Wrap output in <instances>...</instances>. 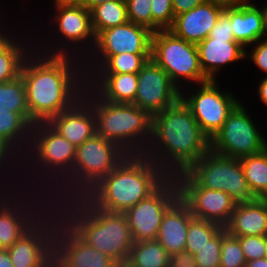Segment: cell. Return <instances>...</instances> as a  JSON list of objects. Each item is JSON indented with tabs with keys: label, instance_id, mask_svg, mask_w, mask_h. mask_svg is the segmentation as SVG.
<instances>
[{
	"label": "cell",
	"instance_id": "1",
	"mask_svg": "<svg viewBox=\"0 0 267 267\" xmlns=\"http://www.w3.org/2000/svg\"><path fill=\"white\" fill-rule=\"evenodd\" d=\"M59 49L56 52L53 50L50 54L44 51L45 54L43 53L42 57L39 54L36 56L38 59L34 58L35 55H29L23 63L20 76L25 84L26 102L32 126L36 123L48 122L70 108L82 97L84 91L82 86L87 87V81L93 79L87 73L90 70L83 69L85 66L76 68L77 64H74L77 61L76 57H73V52L70 56L65 48ZM81 70H84L83 73ZM78 71H81L82 75ZM88 77L91 79H87Z\"/></svg>",
	"mask_w": 267,
	"mask_h": 267
},
{
	"label": "cell",
	"instance_id": "2",
	"mask_svg": "<svg viewBox=\"0 0 267 267\" xmlns=\"http://www.w3.org/2000/svg\"><path fill=\"white\" fill-rule=\"evenodd\" d=\"M150 142L143 155L169 177L186 172L210 150V139L181 98L152 116Z\"/></svg>",
	"mask_w": 267,
	"mask_h": 267
},
{
	"label": "cell",
	"instance_id": "3",
	"mask_svg": "<svg viewBox=\"0 0 267 267\" xmlns=\"http://www.w3.org/2000/svg\"><path fill=\"white\" fill-rule=\"evenodd\" d=\"M169 176L143 154H128L84 197L96 208L125 213L152 194Z\"/></svg>",
	"mask_w": 267,
	"mask_h": 267
},
{
	"label": "cell",
	"instance_id": "4",
	"mask_svg": "<svg viewBox=\"0 0 267 267\" xmlns=\"http://www.w3.org/2000/svg\"><path fill=\"white\" fill-rule=\"evenodd\" d=\"M58 204L59 208H55L61 213V219L82 240L121 267L126 264L134 241L124 213L98 209L84 196L69 201L59 199Z\"/></svg>",
	"mask_w": 267,
	"mask_h": 267
},
{
	"label": "cell",
	"instance_id": "5",
	"mask_svg": "<svg viewBox=\"0 0 267 267\" xmlns=\"http://www.w3.org/2000/svg\"><path fill=\"white\" fill-rule=\"evenodd\" d=\"M87 85L90 89L84 87L82 96L89 99L94 110L96 134L118 144L128 154H143L151 139L152 116L132 103L103 100Z\"/></svg>",
	"mask_w": 267,
	"mask_h": 267
},
{
	"label": "cell",
	"instance_id": "6",
	"mask_svg": "<svg viewBox=\"0 0 267 267\" xmlns=\"http://www.w3.org/2000/svg\"><path fill=\"white\" fill-rule=\"evenodd\" d=\"M128 155L118 144L94 134L76 148L71 199L84 196Z\"/></svg>",
	"mask_w": 267,
	"mask_h": 267
},
{
	"label": "cell",
	"instance_id": "7",
	"mask_svg": "<svg viewBox=\"0 0 267 267\" xmlns=\"http://www.w3.org/2000/svg\"><path fill=\"white\" fill-rule=\"evenodd\" d=\"M31 138V141L33 142L29 144V147H33L32 150L33 152L35 150V153L32 154H34V156L36 155L35 157L33 156V158H37L34 159L33 162H35V160L38 161L37 165L35 166L39 165V170L42 166L43 169L45 168V172H42L41 170H38V172L46 174L50 173L49 171H52L56 175V183H61L59 184L60 191H58L59 188H57V191H54L55 193L58 192L57 194H59L54 195V199L56 198L57 201H59L57 196H59L60 198V192H63V194L67 192L65 195H62L61 193L62 200L71 199L70 193L72 185V167L76 157V147L69 140L57 133L47 122L34 124L32 127ZM58 169L60 170V172ZM57 176H60L58 177V179L61 178V182L57 180ZM62 178L64 180H62ZM62 181H65L66 183H63Z\"/></svg>",
	"mask_w": 267,
	"mask_h": 267
},
{
	"label": "cell",
	"instance_id": "8",
	"mask_svg": "<svg viewBox=\"0 0 267 267\" xmlns=\"http://www.w3.org/2000/svg\"><path fill=\"white\" fill-rule=\"evenodd\" d=\"M186 173L200 187L224 191L236 203L256 199L249 189L240 159L209 150Z\"/></svg>",
	"mask_w": 267,
	"mask_h": 267
},
{
	"label": "cell",
	"instance_id": "9",
	"mask_svg": "<svg viewBox=\"0 0 267 267\" xmlns=\"http://www.w3.org/2000/svg\"><path fill=\"white\" fill-rule=\"evenodd\" d=\"M151 59L167 72L177 87L181 78L198 84L209 81L200 67L197 45L176 36L169 29L152 33Z\"/></svg>",
	"mask_w": 267,
	"mask_h": 267
},
{
	"label": "cell",
	"instance_id": "10",
	"mask_svg": "<svg viewBox=\"0 0 267 267\" xmlns=\"http://www.w3.org/2000/svg\"><path fill=\"white\" fill-rule=\"evenodd\" d=\"M48 202L52 203L49 204ZM45 203H48V206H44L45 210L50 206L52 210L51 208L48 209L50 211L46 210L45 212L47 215L44 213V215H42V217L27 232H25L11 247L7 248L11 263L14 267H53L54 233L57 227V222L61 219V215L59 211L55 209L57 201L47 200ZM53 203L54 210L56 211H53Z\"/></svg>",
	"mask_w": 267,
	"mask_h": 267
},
{
	"label": "cell",
	"instance_id": "11",
	"mask_svg": "<svg viewBox=\"0 0 267 267\" xmlns=\"http://www.w3.org/2000/svg\"><path fill=\"white\" fill-rule=\"evenodd\" d=\"M253 122L250 114L248 115L243 104L239 102L210 140V150L236 159L262 152L267 148V141Z\"/></svg>",
	"mask_w": 267,
	"mask_h": 267
},
{
	"label": "cell",
	"instance_id": "12",
	"mask_svg": "<svg viewBox=\"0 0 267 267\" xmlns=\"http://www.w3.org/2000/svg\"><path fill=\"white\" fill-rule=\"evenodd\" d=\"M179 198L175 177H168L147 198L129 208L124 215L133 241L156 240L164 214Z\"/></svg>",
	"mask_w": 267,
	"mask_h": 267
},
{
	"label": "cell",
	"instance_id": "13",
	"mask_svg": "<svg viewBox=\"0 0 267 267\" xmlns=\"http://www.w3.org/2000/svg\"><path fill=\"white\" fill-rule=\"evenodd\" d=\"M217 84L216 80L201 83L200 90L198 88L195 95L189 96L188 94L187 98L181 91V99L190 108L202 132L210 140L221 129L228 114L239 103L229 92H221Z\"/></svg>",
	"mask_w": 267,
	"mask_h": 267
},
{
	"label": "cell",
	"instance_id": "14",
	"mask_svg": "<svg viewBox=\"0 0 267 267\" xmlns=\"http://www.w3.org/2000/svg\"><path fill=\"white\" fill-rule=\"evenodd\" d=\"M180 199L198 219L225 227L235 209L236 202L224 191L200 187L186 172L175 176Z\"/></svg>",
	"mask_w": 267,
	"mask_h": 267
},
{
	"label": "cell",
	"instance_id": "15",
	"mask_svg": "<svg viewBox=\"0 0 267 267\" xmlns=\"http://www.w3.org/2000/svg\"><path fill=\"white\" fill-rule=\"evenodd\" d=\"M137 76V93L132 104L151 116L162 112L181 98L180 88L152 59L146 62Z\"/></svg>",
	"mask_w": 267,
	"mask_h": 267
},
{
	"label": "cell",
	"instance_id": "16",
	"mask_svg": "<svg viewBox=\"0 0 267 267\" xmlns=\"http://www.w3.org/2000/svg\"><path fill=\"white\" fill-rule=\"evenodd\" d=\"M53 267H121L82 240L60 219L54 233Z\"/></svg>",
	"mask_w": 267,
	"mask_h": 267
},
{
	"label": "cell",
	"instance_id": "17",
	"mask_svg": "<svg viewBox=\"0 0 267 267\" xmlns=\"http://www.w3.org/2000/svg\"><path fill=\"white\" fill-rule=\"evenodd\" d=\"M152 33L147 27L130 21L101 31L96 36L94 45L95 51H99L95 55L98 53L100 55L93 57H97V59L100 57L101 59L96 61L97 64H93L92 69L98 70V65L102 66L112 55L122 53L151 54ZM98 61L101 62L98 63ZM95 65H97L96 68Z\"/></svg>",
	"mask_w": 267,
	"mask_h": 267
},
{
	"label": "cell",
	"instance_id": "18",
	"mask_svg": "<svg viewBox=\"0 0 267 267\" xmlns=\"http://www.w3.org/2000/svg\"><path fill=\"white\" fill-rule=\"evenodd\" d=\"M4 196L5 195L2 196V202L0 200V249H7L11 247L25 232H27L40 219V217H42V213H45L44 208L43 210L40 208L38 210V208H36L37 205L34 209V206H31L33 204L28 202L29 198L24 200L25 203L27 202L26 205L22 198H18V206L16 197L15 199L13 197L11 202V199L9 198V191L7 196L8 198L5 199ZM28 207L30 211L28 210Z\"/></svg>",
	"mask_w": 267,
	"mask_h": 267
},
{
	"label": "cell",
	"instance_id": "19",
	"mask_svg": "<svg viewBox=\"0 0 267 267\" xmlns=\"http://www.w3.org/2000/svg\"><path fill=\"white\" fill-rule=\"evenodd\" d=\"M47 123L76 148L96 134L94 110L84 96Z\"/></svg>",
	"mask_w": 267,
	"mask_h": 267
},
{
	"label": "cell",
	"instance_id": "20",
	"mask_svg": "<svg viewBox=\"0 0 267 267\" xmlns=\"http://www.w3.org/2000/svg\"><path fill=\"white\" fill-rule=\"evenodd\" d=\"M223 11V8L206 0L190 11L175 16L169 30L187 42L197 45L209 36Z\"/></svg>",
	"mask_w": 267,
	"mask_h": 267
},
{
	"label": "cell",
	"instance_id": "21",
	"mask_svg": "<svg viewBox=\"0 0 267 267\" xmlns=\"http://www.w3.org/2000/svg\"><path fill=\"white\" fill-rule=\"evenodd\" d=\"M56 7L55 22L61 33V36L68 39L69 43L86 42L90 37L93 45L96 42V36L92 28L91 11L81 3H68L59 0L54 1Z\"/></svg>",
	"mask_w": 267,
	"mask_h": 267
},
{
	"label": "cell",
	"instance_id": "22",
	"mask_svg": "<svg viewBox=\"0 0 267 267\" xmlns=\"http://www.w3.org/2000/svg\"><path fill=\"white\" fill-rule=\"evenodd\" d=\"M200 67L209 80H216V72L223 64L241 60L247 51L235 39H213L209 36L197 44Z\"/></svg>",
	"mask_w": 267,
	"mask_h": 267
},
{
	"label": "cell",
	"instance_id": "23",
	"mask_svg": "<svg viewBox=\"0 0 267 267\" xmlns=\"http://www.w3.org/2000/svg\"><path fill=\"white\" fill-rule=\"evenodd\" d=\"M193 217L180 198L164 214L156 240L169 256L185 251L188 226Z\"/></svg>",
	"mask_w": 267,
	"mask_h": 267
},
{
	"label": "cell",
	"instance_id": "24",
	"mask_svg": "<svg viewBox=\"0 0 267 267\" xmlns=\"http://www.w3.org/2000/svg\"><path fill=\"white\" fill-rule=\"evenodd\" d=\"M32 127L19 113L0 109V168H3L4 165L9 166L11 159L20 157L16 154L20 155L21 149H23L20 143L24 145L26 142L27 145L24 147H28V143L31 141ZM12 154L14 158H12ZM3 163L5 164L2 165Z\"/></svg>",
	"mask_w": 267,
	"mask_h": 267
},
{
	"label": "cell",
	"instance_id": "25",
	"mask_svg": "<svg viewBox=\"0 0 267 267\" xmlns=\"http://www.w3.org/2000/svg\"><path fill=\"white\" fill-rule=\"evenodd\" d=\"M225 229L235 237L267 235V199L237 203Z\"/></svg>",
	"mask_w": 267,
	"mask_h": 267
},
{
	"label": "cell",
	"instance_id": "26",
	"mask_svg": "<svg viewBox=\"0 0 267 267\" xmlns=\"http://www.w3.org/2000/svg\"><path fill=\"white\" fill-rule=\"evenodd\" d=\"M224 12L229 16L235 41L243 47L255 44L266 36L262 8L250 2L238 8H227Z\"/></svg>",
	"mask_w": 267,
	"mask_h": 267
},
{
	"label": "cell",
	"instance_id": "27",
	"mask_svg": "<svg viewBox=\"0 0 267 267\" xmlns=\"http://www.w3.org/2000/svg\"><path fill=\"white\" fill-rule=\"evenodd\" d=\"M92 77L96 78L88 82L91 85L93 83L91 88L97 90L96 94L103 100L113 103H133L135 101L138 85L137 74H95Z\"/></svg>",
	"mask_w": 267,
	"mask_h": 267
},
{
	"label": "cell",
	"instance_id": "28",
	"mask_svg": "<svg viewBox=\"0 0 267 267\" xmlns=\"http://www.w3.org/2000/svg\"><path fill=\"white\" fill-rule=\"evenodd\" d=\"M169 255L157 240L134 242L123 267H168Z\"/></svg>",
	"mask_w": 267,
	"mask_h": 267
},
{
	"label": "cell",
	"instance_id": "29",
	"mask_svg": "<svg viewBox=\"0 0 267 267\" xmlns=\"http://www.w3.org/2000/svg\"><path fill=\"white\" fill-rule=\"evenodd\" d=\"M250 191L255 198L267 199V148L240 159Z\"/></svg>",
	"mask_w": 267,
	"mask_h": 267
},
{
	"label": "cell",
	"instance_id": "30",
	"mask_svg": "<svg viewBox=\"0 0 267 267\" xmlns=\"http://www.w3.org/2000/svg\"><path fill=\"white\" fill-rule=\"evenodd\" d=\"M92 28L95 36L101 31L129 21L126 0H111L96 5L91 10Z\"/></svg>",
	"mask_w": 267,
	"mask_h": 267
},
{
	"label": "cell",
	"instance_id": "31",
	"mask_svg": "<svg viewBox=\"0 0 267 267\" xmlns=\"http://www.w3.org/2000/svg\"><path fill=\"white\" fill-rule=\"evenodd\" d=\"M14 41L8 38L0 46V83L18 78L27 55H32V52L29 54L19 42Z\"/></svg>",
	"mask_w": 267,
	"mask_h": 267
},
{
	"label": "cell",
	"instance_id": "32",
	"mask_svg": "<svg viewBox=\"0 0 267 267\" xmlns=\"http://www.w3.org/2000/svg\"><path fill=\"white\" fill-rule=\"evenodd\" d=\"M0 109L17 112L31 124L26 102L25 84L21 76L8 82L0 83Z\"/></svg>",
	"mask_w": 267,
	"mask_h": 267
},
{
	"label": "cell",
	"instance_id": "33",
	"mask_svg": "<svg viewBox=\"0 0 267 267\" xmlns=\"http://www.w3.org/2000/svg\"><path fill=\"white\" fill-rule=\"evenodd\" d=\"M150 59H151V54L122 53V54L112 55L102 66H99L98 70H96L95 73L93 70H91V72L89 73L92 76L93 74H98V73L99 74H124V73L138 74V72Z\"/></svg>",
	"mask_w": 267,
	"mask_h": 267
},
{
	"label": "cell",
	"instance_id": "34",
	"mask_svg": "<svg viewBox=\"0 0 267 267\" xmlns=\"http://www.w3.org/2000/svg\"><path fill=\"white\" fill-rule=\"evenodd\" d=\"M222 228L217 223L193 217L188 226L185 251L195 255Z\"/></svg>",
	"mask_w": 267,
	"mask_h": 267
},
{
	"label": "cell",
	"instance_id": "35",
	"mask_svg": "<svg viewBox=\"0 0 267 267\" xmlns=\"http://www.w3.org/2000/svg\"><path fill=\"white\" fill-rule=\"evenodd\" d=\"M246 260L237 237L222 228V246L219 267H245Z\"/></svg>",
	"mask_w": 267,
	"mask_h": 267
},
{
	"label": "cell",
	"instance_id": "36",
	"mask_svg": "<svg viewBox=\"0 0 267 267\" xmlns=\"http://www.w3.org/2000/svg\"><path fill=\"white\" fill-rule=\"evenodd\" d=\"M151 16L152 32L170 29L175 19L172 0H152Z\"/></svg>",
	"mask_w": 267,
	"mask_h": 267
},
{
	"label": "cell",
	"instance_id": "37",
	"mask_svg": "<svg viewBox=\"0 0 267 267\" xmlns=\"http://www.w3.org/2000/svg\"><path fill=\"white\" fill-rule=\"evenodd\" d=\"M221 246L222 229L194 255L196 267H219Z\"/></svg>",
	"mask_w": 267,
	"mask_h": 267
},
{
	"label": "cell",
	"instance_id": "38",
	"mask_svg": "<svg viewBox=\"0 0 267 267\" xmlns=\"http://www.w3.org/2000/svg\"><path fill=\"white\" fill-rule=\"evenodd\" d=\"M151 2L152 0H126L129 21L152 31Z\"/></svg>",
	"mask_w": 267,
	"mask_h": 267
},
{
	"label": "cell",
	"instance_id": "39",
	"mask_svg": "<svg viewBox=\"0 0 267 267\" xmlns=\"http://www.w3.org/2000/svg\"><path fill=\"white\" fill-rule=\"evenodd\" d=\"M237 238L241 244L246 262L265 257L266 235H251Z\"/></svg>",
	"mask_w": 267,
	"mask_h": 267
},
{
	"label": "cell",
	"instance_id": "40",
	"mask_svg": "<svg viewBox=\"0 0 267 267\" xmlns=\"http://www.w3.org/2000/svg\"><path fill=\"white\" fill-rule=\"evenodd\" d=\"M209 37L213 39H234L230 18L224 11L218 17Z\"/></svg>",
	"mask_w": 267,
	"mask_h": 267
},
{
	"label": "cell",
	"instance_id": "41",
	"mask_svg": "<svg viewBox=\"0 0 267 267\" xmlns=\"http://www.w3.org/2000/svg\"><path fill=\"white\" fill-rule=\"evenodd\" d=\"M254 50L249 55L252 61L267 73V38L258 40Z\"/></svg>",
	"mask_w": 267,
	"mask_h": 267
},
{
	"label": "cell",
	"instance_id": "42",
	"mask_svg": "<svg viewBox=\"0 0 267 267\" xmlns=\"http://www.w3.org/2000/svg\"><path fill=\"white\" fill-rule=\"evenodd\" d=\"M168 267H196L195 256L187 251L170 255Z\"/></svg>",
	"mask_w": 267,
	"mask_h": 267
},
{
	"label": "cell",
	"instance_id": "43",
	"mask_svg": "<svg viewBox=\"0 0 267 267\" xmlns=\"http://www.w3.org/2000/svg\"><path fill=\"white\" fill-rule=\"evenodd\" d=\"M206 0H172L174 16L190 11Z\"/></svg>",
	"mask_w": 267,
	"mask_h": 267
},
{
	"label": "cell",
	"instance_id": "44",
	"mask_svg": "<svg viewBox=\"0 0 267 267\" xmlns=\"http://www.w3.org/2000/svg\"><path fill=\"white\" fill-rule=\"evenodd\" d=\"M215 5L227 9V8H238L242 5H245L249 0H209Z\"/></svg>",
	"mask_w": 267,
	"mask_h": 267
},
{
	"label": "cell",
	"instance_id": "45",
	"mask_svg": "<svg viewBox=\"0 0 267 267\" xmlns=\"http://www.w3.org/2000/svg\"><path fill=\"white\" fill-rule=\"evenodd\" d=\"M259 85L260 86L258 88V93H259L260 99L267 106V76L264 79H262Z\"/></svg>",
	"mask_w": 267,
	"mask_h": 267
},
{
	"label": "cell",
	"instance_id": "46",
	"mask_svg": "<svg viewBox=\"0 0 267 267\" xmlns=\"http://www.w3.org/2000/svg\"><path fill=\"white\" fill-rule=\"evenodd\" d=\"M0 267H14L7 249H0Z\"/></svg>",
	"mask_w": 267,
	"mask_h": 267
},
{
	"label": "cell",
	"instance_id": "47",
	"mask_svg": "<svg viewBox=\"0 0 267 267\" xmlns=\"http://www.w3.org/2000/svg\"><path fill=\"white\" fill-rule=\"evenodd\" d=\"M245 267H267V259L263 257L257 260H250L246 262Z\"/></svg>",
	"mask_w": 267,
	"mask_h": 267
},
{
	"label": "cell",
	"instance_id": "48",
	"mask_svg": "<svg viewBox=\"0 0 267 267\" xmlns=\"http://www.w3.org/2000/svg\"><path fill=\"white\" fill-rule=\"evenodd\" d=\"M107 1H111V0H83L81 4L84 5L88 10H91L96 5H100Z\"/></svg>",
	"mask_w": 267,
	"mask_h": 267
},
{
	"label": "cell",
	"instance_id": "49",
	"mask_svg": "<svg viewBox=\"0 0 267 267\" xmlns=\"http://www.w3.org/2000/svg\"><path fill=\"white\" fill-rule=\"evenodd\" d=\"M263 11V22H264V30L267 37V5L262 8Z\"/></svg>",
	"mask_w": 267,
	"mask_h": 267
},
{
	"label": "cell",
	"instance_id": "50",
	"mask_svg": "<svg viewBox=\"0 0 267 267\" xmlns=\"http://www.w3.org/2000/svg\"><path fill=\"white\" fill-rule=\"evenodd\" d=\"M10 38L9 35H1L0 34V46L8 39Z\"/></svg>",
	"mask_w": 267,
	"mask_h": 267
},
{
	"label": "cell",
	"instance_id": "51",
	"mask_svg": "<svg viewBox=\"0 0 267 267\" xmlns=\"http://www.w3.org/2000/svg\"><path fill=\"white\" fill-rule=\"evenodd\" d=\"M59 1L68 3H81L83 0H59Z\"/></svg>",
	"mask_w": 267,
	"mask_h": 267
},
{
	"label": "cell",
	"instance_id": "52",
	"mask_svg": "<svg viewBox=\"0 0 267 267\" xmlns=\"http://www.w3.org/2000/svg\"><path fill=\"white\" fill-rule=\"evenodd\" d=\"M265 247H266L265 258L267 259V235H266V245H265Z\"/></svg>",
	"mask_w": 267,
	"mask_h": 267
}]
</instances>
